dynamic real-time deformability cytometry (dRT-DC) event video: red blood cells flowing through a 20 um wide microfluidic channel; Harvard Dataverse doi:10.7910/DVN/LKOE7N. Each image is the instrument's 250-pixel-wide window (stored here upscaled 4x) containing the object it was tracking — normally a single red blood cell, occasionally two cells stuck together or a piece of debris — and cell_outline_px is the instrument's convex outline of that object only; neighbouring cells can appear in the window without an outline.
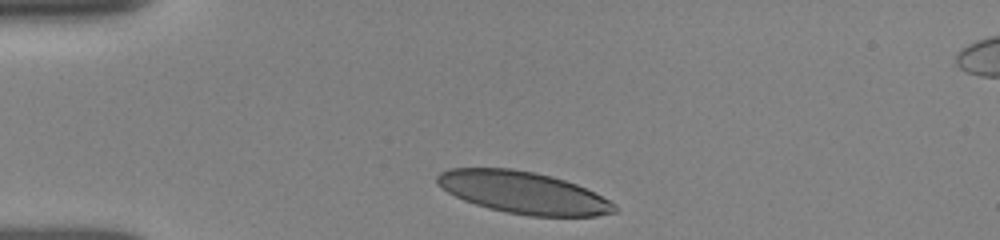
{"species": "human", "species_latin": "Homo sapiens", "temperature_condition": "room temperature", "stored_images_in_passage": 3, "camera_frame_rate_fps": 3000, "um_per_image_px": 0.085, "donor": {"sex": "female"}, "frame": {"image": 1, "passage_image": 1, "time_ms": 0.0, "image_size_px": [1000, 240], "cell_outline_px": [[616, 212], [596, 216], [528, 216], [488, 208], [464, 200], [448, 192], [436, 184], [436, 176], [440, 172], [448, 168], [512, 168], [536, 172], [552, 176], [576, 184], [616, 204]], "centroid_in_image_um": [44.44, 16.36], "position_along_channel_um": 40.6, "area_um2": 43.23}}